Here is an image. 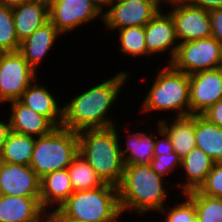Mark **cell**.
Returning <instances> with one entry per match:
<instances>
[{"label": "cell", "mask_w": 222, "mask_h": 222, "mask_svg": "<svg viewBox=\"0 0 222 222\" xmlns=\"http://www.w3.org/2000/svg\"><path fill=\"white\" fill-rule=\"evenodd\" d=\"M129 78L126 70H120L113 77L71 97L63 105L62 126L75 132L113 127L116 123L109 118V110L116 104Z\"/></svg>", "instance_id": "6da1fadb"}, {"label": "cell", "mask_w": 222, "mask_h": 222, "mask_svg": "<svg viewBox=\"0 0 222 222\" xmlns=\"http://www.w3.org/2000/svg\"><path fill=\"white\" fill-rule=\"evenodd\" d=\"M157 174L150 164L125 165L118 188L119 206L124 215L136 212L138 215L160 212L168 200L166 179Z\"/></svg>", "instance_id": "7a4b0ae2"}, {"label": "cell", "mask_w": 222, "mask_h": 222, "mask_svg": "<svg viewBox=\"0 0 222 222\" xmlns=\"http://www.w3.org/2000/svg\"><path fill=\"white\" fill-rule=\"evenodd\" d=\"M117 125L104 129H86L78 132L79 153L87 160L106 184L118 186L124 173ZM120 141V142H119Z\"/></svg>", "instance_id": "3957f363"}, {"label": "cell", "mask_w": 222, "mask_h": 222, "mask_svg": "<svg viewBox=\"0 0 222 222\" xmlns=\"http://www.w3.org/2000/svg\"><path fill=\"white\" fill-rule=\"evenodd\" d=\"M157 72L139 112L172 111L176 113L174 117L191 115L189 75L170 64Z\"/></svg>", "instance_id": "277c9868"}, {"label": "cell", "mask_w": 222, "mask_h": 222, "mask_svg": "<svg viewBox=\"0 0 222 222\" xmlns=\"http://www.w3.org/2000/svg\"><path fill=\"white\" fill-rule=\"evenodd\" d=\"M58 210L83 222H118L122 217L118 188L106 183L99 188L74 192Z\"/></svg>", "instance_id": "5b68a950"}, {"label": "cell", "mask_w": 222, "mask_h": 222, "mask_svg": "<svg viewBox=\"0 0 222 222\" xmlns=\"http://www.w3.org/2000/svg\"><path fill=\"white\" fill-rule=\"evenodd\" d=\"M79 153L78 132L63 126L35 138L30 166L42 178L44 175L67 169Z\"/></svg>", "instance_id": "8992f818"}, {"label": "cell", "mask_w": 222, "mask_h": 222, "mask_svg": "<svg viewBox=\"0 0 222 222\" xmlns=\"http://www.w3.org/2000/svg\"><path fill=\"white\" fill-rule=\"evenodd\" d=\"M174 69L191 75L222 67V44L214 37L179 43L169 63Z\"/></svg>", "instance_id": "52a82bcc"}, {"label": "cell", "mask_w": 222, "mask_h": 222, "mask_svg": "<svg viewBox=\"0 0 222 222\" xmlns=\"http://www.w3.org/2000/svg\"><path fill=\"white\" fill-rule=\"evenodd\" d=\"M37 75L19 51L0 52V103L18 100Z\"/></svg>", "instance_id": "ba28073f"}, {"label": "cell", "mask_w": 222, "mask_h": 222, "mask_svg": "<svg viewBox=\"0 0 222 222\" xmlns=\"http://www.w3.org/2000/svg\"><path fill=\"white\" fill-rule=\"evenodd\" d=\"M96 18L103 20V13L92 0H51L49 2V21L63 35L79 26L88 24Z\"/></svg>", "instance_id": "9c48e42d"}, {"label": "cell", "mask_w": 222, "mask_h": 222, "mask_svg": "<svg viewBox=\"0 0 222 222\" xmlns=\"http://www.w3.org/2000/svg\"><path fill=\"white\" fill-rule=\"evenodd\" d=\"M160 8L157 0L142 2H111L103 12V26L107 31L125 27L145 26Z\"/></svg>", "instance_id": "30bf717a"}, {"label": "cell", "mask_w": 222, "mask_h": 222, "mask_svg": "<svg viewBox=\"0 0 222 222\" xmlns=\"http://www.w3.org/2000/svg\"><path fill=\"white\" fill-rule=\"evenodd\" d=\"M191 115H201L222 99V67L189 75Z\"/></svg>", "instance_id": "8fae6325"}, {"label": "cell", "mask_w": 222, "mask_h": 222, "mask_svg": "<svg viewBox=\"0 0 222 222\" xmlns=\"http://www.w3.org/2000/svg\"><path fill=\"white\" fill-rule=\"evenodd\" d=\"M41 178L30 165L0 161V194L40 197Z\"/></svg>", "instance_id": "7c38bea8"}, {"label": "cell", "mask_w": 222, "mask_h": 222, "mask_svg": "<svg viewBox=\"0 0 222 222\" xmlns=\"http://www.w3.org/2000/svg\"><path fill=\"white\" fill-rule=\"evenodd\" d=\"M171 14L179 43L211 37L209 12L191 4L178 5Z\"/></svg>", "instance_id": "4fadbf2b"}, {"label": "cell", "mask_w": 222, "mask_h": 222, "mask_svg": "<svg viewBox=\"0 0 222 222\" xmlns=\"http://www.w3.org/2000/svg\"><path fill=\"white\" fill-rule=\"evenodd\" d=\"M165 9L159 12L145 25V40L147 52L152 56L167 52L168 64L177 51L179 41L176 36L175 24L169 12ZM169 51V52H168Z\"/></svg>", "instance_id": "5bb4252c"}, {"label": "cell", "mask_w": 222, "mask_h": 222, "mask_svg": "<svg viewBox=\"0 0 222 222\" xmlns=\"http://www.w3.org/2000/svg\"><path fill=\"white\" fill-rule=\"evenodd\" d=\"M57 99L47 86L38 83L37 78L18 100L37 114L45 116L55 127H60L63 123V105H59Z\"/></svg>", "instance_id": "9a60e30c"}, {"label": "cell", "mask_w": 222, "mask_h": 222, "mask_svg": "<svg viewBox=\"0 0 222 222\" xmlns=\"http://www.w3.org/2000/svg\"><path fill=\"white\" fill-rule=\"evenodd\" d=\"M44 213L40 197L0 194V222H43Z\"/></svg>", "instance_id": "2e32d148"}, {"label": "cell", "mask_w": 222, "mask_h": 222, "mask_svg": "<svg viewBox=\"0 0 222 222\" xmlns=\"http://www.w3.org/2000/svg\"><path fill=\"white\" fill-rule=\"evenodd\" d=\"M60 36L63 35L48 21L20 43L19 52L38 73L37 68H39L44 57L48 55L47 53L51 51Z\"/></svg>", "instance_id": "e0dca14e"}, {"label": "cell", "mask_w": 222, "mask_h": 222, "mask_svg": "<svg viewBox=\"0 0 222 222\" xmlns=\"http://www.w3.org/2000/svg\"><path fill=\"white\" fill-rule=\"evenodd\" d=\"M10 105V130L22 135L38 138L49 134L55 126L45 117L21 103L12 100Z\"/></svg>", "instance_id": "ac0fdd59"}, {"label": "cell", "mask_w": 222, "mask_h": 222, "mask_svg": "<svg viewBox=\"0 0 222 222\" xmlns=\"http://www.w3.org/2000/svg\"><path fill=\"white\" fill-rule=\"evenodd\" d=\"M215 162L201 148H193L182 158L181 168L186 180L178 182L181 194L199 190L206 181L207 175L212 170ZM183 182V183H182Z\"/></svg>", "instance_id": "d6986e66"}, {"label": "cell", "mask_w": 222, "mask_h": 222, "mask_svg": "<svg viewBox=\"0 0 222 222\" xmlns=\"http://www.w3.org/2000/svg\"><path fill=\"white\" fill-rule=\"evenodd\" d=\"M12 11L16 34L20 42L49 21V3L44 1L29 0L12 8Z\"/></svg>", "instance_id": "ffe728a7"}, {"label": "cell", "mask_w": 222, "mask_h": 222, "mask_svg": "<svg viewBox=\"0 0 222 222\" xmlns=\"http://www.w3.org/2000/svg\"><path fill=\"white\" fill-rule=\"evenodd\" d=\"M73 193L68 169L54 171L41 178L40 203L45 210L58 209Z\"/></svg>", "instance_id": "44dd1931"}, {"label": "cell", "mask_w": 222, "mask_h": 222, "mask_svg": "<svg viewBox=\"0 0 222 222\" xmlns=\"http://www.w3.org/2000/svg\"><path fill=\"white\" fill-rule=\"evenodd\" d=\"M126 130V131H125ZM127 135L125 138V147H121V155L124 165L150 164L154 158L155 133L128 130L124 128ZM131 131V132H130Z\"/></svg>", "instance_id": "7402d4cb"}, {"label": "cell", "mask_w": 222, "mask_h": 222, "mask_svg": "<svg viewBox=\"0 0 222 222\" xmlns=\"http://www.w3.org/2000/svg\"><path fill=\"white\" fill-rule=\"evenodd\" d=\"M169 120L164 117L157 122L168 134L173 151L183 158L196 147L194 115L174 117L170 122Z\"/></svg>", "instance_id": "603a6c76"}, {"label": "cell", "mask_w": 222, "mask_h": 222, "mask_svg": "<svg viewBox=\"0 0 222 222\" xmlns=\"http://www.w3.org/2000/svg\"><path fill=\"white\" fill-rule=\"evenodd\" d=\"M196 147L201 148L214 162H222V128L202 115H194Z\"/></svg>", "instance_id": "cb8c5ba5"}, {"label": "cell", "mask_w": 222, "mask_h": 222, "mask_svg": "<svg viewBox=\"0 0 222 222\" xmlns=\"http://www.w3.org/2000/svg\"><path fill=\"white\" fill-rule=\"evenodd\" d=\"M35 138L10 131L0 155V161L30 165Z\"/></svg>", "instance_id": "d4e9b609"}, {"label": "cell", "mask_w": 222, "mask_h": 222, "mask_svg": "<svg viewBox=\"0 0 222 222\" xmlns=\"http://www.w3.org/2000/svg\"><path fill=\"white\" fill-rule=\"evenodd\" d=\"M67 169L74 192L99 188L105 184L80 153Z\"/></svg>", "instance_id": "484cf974"}, {"label": "cell", "mask_w": 222, "mask_h": 222, "mask_svg": "<svg viewBox=\"0 0 222 222\" xmlns=\"http://www.w3.org/2000/svg\"><path fill=\"white\" fill-rule=\"evenodd\" d=\"M116 31L119 33L117 39L122 54L130 55L132 58H150L146 47L145 26L125 27Z\"/></svg>", "instance_id": "4316f807"}, {"label": "cell", "mask_w": 222, "mask_h": 222, "mask_svg": "<svg viewBox=\"0 0 222 222\" xmlns=\"http://www.w3.org/2000/svg\"><path fill=\"white\" fill-rule=\"evenodd\" d=\"M186 195L195 204L196 222H222V198L206 196L199 190Z\"/></svg>", "instance_id": "83f0119b"}, {"label": "cell", "mask_w": 222, "mask_h": 222, "mask_svg": "<svg viewBox=\"0 0 222 222\" xmlns=\"http://www.w3.org/2000/svg\"><path fill=\"white\" fill-rule=\"evenodd\" d=\"M12 8L0 4V52L19 51Z\"/></svg>", "instance_id": "f1b7e54d"}, {"label": "cell", "mask_w": 222, "mask_h": 222, "mask_svg": "<svg viewBox=\"0 0 222 222\" xmlns=\"http://www.w3.org/2000/svg\"><path fill=\"white\" fill-rule=\"evenodd\" d=\"M183 197L181 202L174 203L173 207L167 204L159 212L166 215L164 222H196L194 202L186 194H183Z\"/></svg>", "instance_id": "f546056e"}, {"label": "cell", "mask_w": 222, "mask_h": 222, "mask_svg": "<svg viewBox=\"0 0 222 222\" xmlns=\"http://www.w3.org/2000/svg\"><path fill=\"white\" fill-rule=\"evenodd\" d=\"M182 158L176 153H165L161 155H154L150 165L152 169L162 177L173 174L174 171H180Z\"/></svg>", "instance_id": "4dcf8cb0"}, {"label": "cell", "mask_w": 222, "mask_h": 222, "mask_svg": "<svg viewBox=\"0 0 222 222\" xmlns=\"http://www.w3.org/2000/svg\"><path fill=\"white\" fill-rule=\"evenodd\" d=\"M199 191L206 196L222 198V162H215Z\"/></svg>", "instance_id": "1f68e13d"}, {"label": "cell", "mask_w": 222, "mask_h": 222, "mask_svg": "<svg viewBox=\"0 0 222 222\" xmlns=\"http://www.w3.org/2000/svg\"><path fill=\"white\" fill-rule=\"evenodd\" d=\"M156 125H157V129L155 131H157L156 133H158L157 135H159V136H157L155 134L154 155L172 153L173 152V146L171 144V141L169 139L168 134L161 127L159 122H156ZM159 137H162V138H159Z\"/></svg>", "instance_id": "d6a6232c"}, {"label": "cell", "mask_w": 222, "mask_h": 222, "mask_svg": "<svg viewBox=\"0 0 222 222\" xmlns=\"http://www.w3.org/2000/svg\"><path fill=\"white\" fill-rule=\"evenodd\" d=\"M211 22V37L222 44V8L209 11Z\"/></svg>", "instance_id": "836d02e7"}, {"label": "cell", "mask_w": 222, "mask_h": 222, "mask_svg": "<svg viewBox=\"0 0 222 222\" xmlns=\"http://www.w3.org/2000/svg\"><path fill=\"white\" fill-rule=\"evenodd\" d=\"M208 121L222 128V99L201 114Z\"/></svg>", "instance_id": "e575fe53"}, {"label": "cell", "mask_w": 222, "mask_h": 222, "mask_svg": "<svg viewBox=\"0 0 222 222\" xmlns=\"http://www.w3.org/2000/svg\"><path fill=\"white\" fill-rule=\"evenodd\" d=\"M43 222H83L63 215L58 209L45 210Z\"/></svg>", "instance_id": "d590c367"}, {"label": "cell", "mask_w": 222, "mask_h": 222, "mask_svg": "<svg viewBox=\"0 0 222 222\" xmlns=\"http://www.w3.org/2000/svg\"><path fill=\"white\" fill-rule=\"evenodd\" d=\"M190 4L206 11L222 8V0H190Z\"/></svg>", "instance_id": "8d00e7d4"}, {"label": "cell", "mask_w": 222, "mask_h": 222, "mask_svg": "<svg viewBox=\"0 0 222 222\" xmlns=\"http://www.w3.org/2000/svg\"><path fill=\"white\" fill-rule=\"evenodd\" d=\"M2 120V121H1ZM10 121L8 117V121L4 122L3 119H0V155L3 149V145L6 141V138L10 132Z\"/></svg>", "instance_id": "74e56055"}, {"label": "cell", "mask_w": 222, "mask_h": 222, "mask_svg": "<svg viewBox=\"0 0 222 222\" xmlns=\"http://www.w3.org/2000/svg\"><path fill=\"white\" fill-rule=\"evenodd\" d=\"M157 2L160 10H162V8H164L165 5H169L166 8H170L178 5L190 4V0H157ZM162 3L164 4V6H162L163 5Z\"/></svg>", "instance_id": "f35d334b"}, {"label": "cell", "mask_w": 222, "mask_h": 222, "mask_svg": "<svg viewBox=\"0 0 222 222\" xmlns=\"http://www.w3.org/2000/svg\"><path fill=\"white\" fill-rule=\"evenodd\" d=\"M29 0H0V4L8 8H15Z\"/></svg>", "instance_id": "ab89813d"}, {"label": "cell", "mask_w": 222, "mask_h": 222, "mask_svg": "<svg viewBox=\"0 0 222 222\" xmlns=\"http://www.w3.org/2000/svg\"><path fill=\"white\" fill-rule=\"evenodd\" d=\"M92 2L103 13L104 9L106 10L108 8L112 0H92Z\"/></svg>", "instance_id": "60d3db41"}, {"label": "cell", "mask_w": 222, "mask_h": 222, "mask_svg": "<svg viewBox=\"0 0 222 222\" xmlns=\"http://www.w3.org/2000/svg\"><path fill=\"white\" fill-rule=\"evenodd\" d=\"M145 0H112V2H142Z\"/></svg>", "instance_id": "b9f144b4"}, {"label": "cell", "mask_w": 222, "mask_h": 222, "mask_svg": "<svg viewBox=\"0 0 222 222\" xmlns=\"http://www.w3.org/2000/svg\"><path fill=\"white\" fill-rule=\"evenodd\" d=\"M35 1H44V2L49 3L51 0H35Z\"/></svg>", "instance_id": "7bdbcfd3"}]
</instances>
